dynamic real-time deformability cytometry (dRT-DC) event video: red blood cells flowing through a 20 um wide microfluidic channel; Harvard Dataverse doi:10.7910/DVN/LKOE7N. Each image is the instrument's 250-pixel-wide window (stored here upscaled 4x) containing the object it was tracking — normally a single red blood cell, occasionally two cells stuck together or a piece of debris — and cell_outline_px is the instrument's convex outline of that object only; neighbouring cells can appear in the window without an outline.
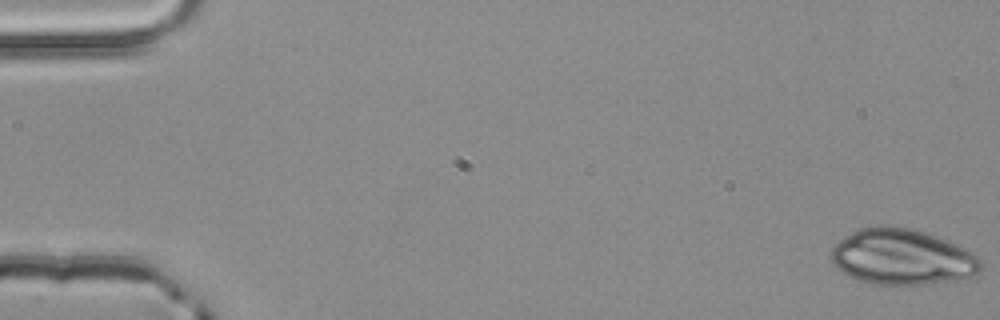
{"species": "common noctule bat (a hibernating species)", "species_latin": "Nyctalus noctula", "temperature_condition": "room temperature", "stored_images_in_passage": 3, "camera_frame_rate_fps": 3000, "um_per_image_px": 0.085, "animal": {"sex": "male", "body_mass_g": 20.4}, "frame": {"image": 1, "passage_image": 1, "time_ms": 0.0, "image_size_px": [1000, 320], "cell_outline_px": [[980, 272], [956, 280], [932, 284], [868, 284], [856, 280], [836, 268], [832, 264], [832, 248], [840, 240], [852, 232], [860, 228], [908, 228], [924, 232], [936, 236], [964, 248], [972, 252], [980, 260]], "centroid_in_image_um": [76.67, 21.89], "position_along_channel_um": 8.3, "area_um2": 47.8}}